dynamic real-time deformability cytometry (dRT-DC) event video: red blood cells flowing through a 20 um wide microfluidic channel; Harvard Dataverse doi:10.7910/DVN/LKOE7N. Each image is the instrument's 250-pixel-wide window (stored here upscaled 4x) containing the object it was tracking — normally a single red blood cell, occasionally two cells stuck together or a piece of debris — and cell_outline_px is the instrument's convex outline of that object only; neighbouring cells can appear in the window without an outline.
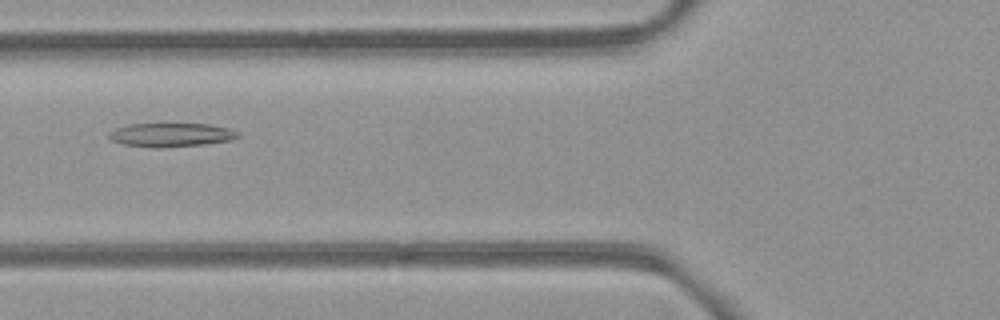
{"species": "common noctule bat (a hibernating species)", "species_latin": "Nyctalus noctula", "temperature_condition": "room temperature", "stored_images_in_passage": 5, "camera_frame_rate_fps": 3000, "um_per_image_px": 0.085, "animal": {"sex": "female", "body_mass_g": 21.9}, "frame": {"image": 1, "passage_image": 5, "time_ms": 5.333, "image_size_px": [1000, 320], "cell_outline_px": [[240, 136], [232, 140], [204, 144], [160, 148], [156, 148], [124, 144], [112, 140], [108, 136], [108, 132], [116, 128], [128, 124], [208, 124], [228, 128], [240, 132]], "centroid_in_image_um": [14.56, 11.46], "position_along_channel_um": 111.2, "area_um2": 17.86}}